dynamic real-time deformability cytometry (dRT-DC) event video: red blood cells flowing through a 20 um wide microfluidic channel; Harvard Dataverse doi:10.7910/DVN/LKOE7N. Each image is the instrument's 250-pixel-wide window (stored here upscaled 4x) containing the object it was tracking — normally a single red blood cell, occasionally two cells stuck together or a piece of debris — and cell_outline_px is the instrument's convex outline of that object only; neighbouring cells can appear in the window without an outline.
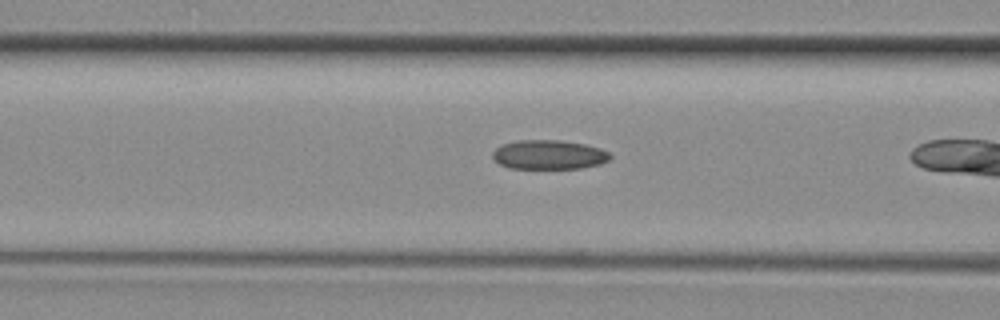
{"species": "common noctule bat (a hibernating species)", "species_latin": "Nyctalus noctula", "temperature_condition": "room temperature", "stored_images_in_passage": 11, "camera_frame_rate_fps": 3000, "um_per_image_px": 0.085, "animal": {"sex": "female", "body_mass_g": 29.2, "forearm_length_mm": 56.3}, "frame": {"image": 1, "passage_image": 8, "time_ms": 2.333, "image_size_px": [1000, 320], "cell_outline_px": [[612, 156], [608, 160], [600, 164], [580, 168], [508, 168], [500, 164], [492, 156], [492, 152], [496, 148], [504, 144], [516, 140], [560, 140], [584, 144], [600, 148], [608, 152]], "centroid_in_image_um": [46.65, 13.14], "position_along_channel_um": 119.9, "area_um2": 19.94}}